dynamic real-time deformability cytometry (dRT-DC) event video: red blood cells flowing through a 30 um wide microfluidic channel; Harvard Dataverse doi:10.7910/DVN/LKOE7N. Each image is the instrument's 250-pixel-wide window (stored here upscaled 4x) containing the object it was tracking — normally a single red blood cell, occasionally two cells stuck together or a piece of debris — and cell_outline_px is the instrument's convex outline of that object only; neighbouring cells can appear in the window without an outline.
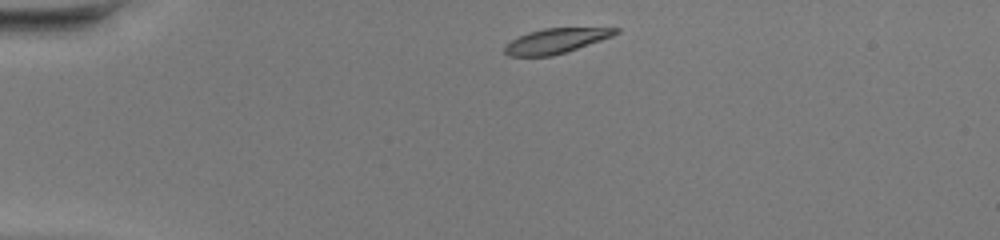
{"species": "common noctule bat (a hibernating species)", "species_latin": "Nyctalus noctula", "temperature_condition": "warm", "stored_images_in_passage": 38, "camera_frame_rate_fps": 3000, "um_per_image_px": 0.085, "animal": {"sex": "female", "body_mass_g": 20.0, "forearm_length_mm": 54.0}, "frame": {"image": 1, "passage_image": 1, "time_ms": 0.0, "image_size_px": [1000, 240], "cell_outline_px": [[620, 32], [612, 36], [568, 52], [552, 56], [508, 56], [504, 52], [504, 48], [512, 40], [528, 32], [544, 28], [620, 28]], "centroid_in_image_um": [47.27, 3.48], "position_along_channel_um": 37.7, "area_um2": 16.01}}
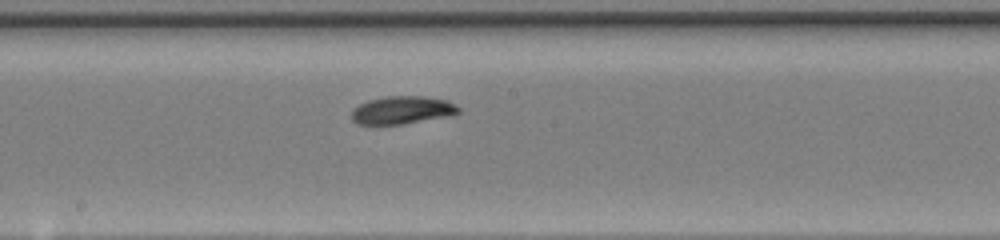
{"frame": {"image": 2, "passage_image": 17, "time_ms": 5.333, "image_size_px": [1000, 240], "cell_outline_px": [[460, 112], [456, 116], [404, 124], [376, 128], [356, 124], [352, 120], [352, 108], [368, 100], [388, 96], [424, 96], [448, 100], [456, 104], [460, 108]], "centroid_in_image_um": [34.19, 9.41], "position_along_channel_um": 214.0, "area_um2": 18.5}}
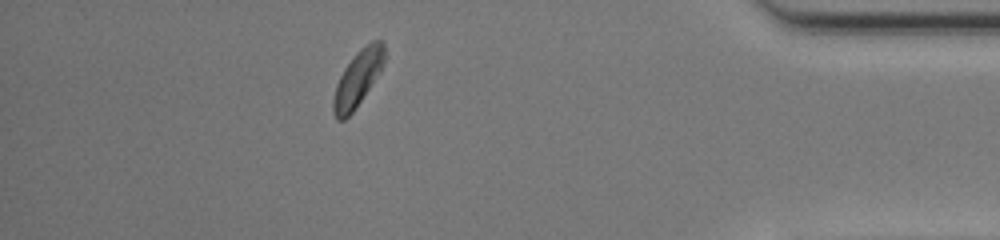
{"frame": {"image": 3, "passage_image": 33, "time_ms": 10.667, "image_size_px": [1000, 240], "cell_outline_px": [[384, 64], [380, 72], [356, 108], [344, 120], [336, 120], [332, 112], [332, 100], [336, 84], [344, 68], [356, 52], [360, 48], [372, 40], [380, 40], [384, 44]], "centroid_in_image_um": [30.39, 6.69], "position_along_channel_um": 404.8, "area_um2": 16.7}, "authors_computed_cell_mechanics": {"area_um2": 17.2533, "velocity_mm_per_s": 4.2852, "shape_relaxation_time_tau1_ms": 1.4954, "shape_relaxation_time_tau2_ms": null, "deformation_change_tau1": 0.1534, "deformation_change_tau2": null}}